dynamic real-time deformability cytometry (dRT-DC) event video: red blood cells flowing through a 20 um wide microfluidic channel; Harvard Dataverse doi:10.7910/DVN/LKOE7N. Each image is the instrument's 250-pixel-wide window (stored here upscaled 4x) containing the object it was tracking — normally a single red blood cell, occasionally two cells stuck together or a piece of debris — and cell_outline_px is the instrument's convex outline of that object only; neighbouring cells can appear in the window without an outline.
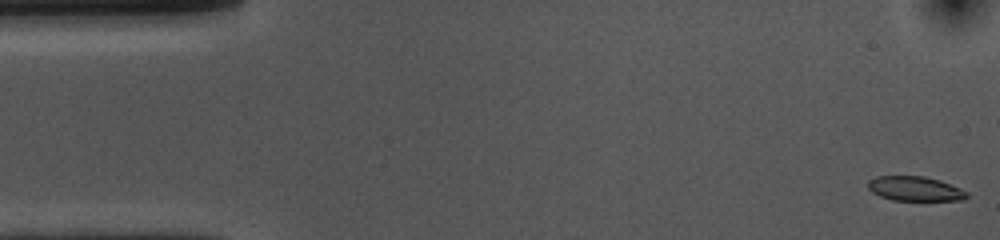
{"species": "common noctule bat (a hibernating species)", "species_latin": "Nyctalus noctula", "temperature_condition": "cold", "stored_images_in_passage": 54, "camera_frame_rate_fps": 3000, "um_per_image_px": 0.085, "animal": {"sex": "female", "body_mass_g": 10.0, "forearm_length_mm": 53.1}, "frame": {"image": 1, "passage_image": 1, "time_ms": 0.0, "image_size_px": [1000, 240], "cell_outline_px": [[968, 196], [964, 200], [892, 200], [880, 196], [872, 192], [868, 188], [868, 180], [876, 176], [924, 176], [940, 180], [960, 188], [968, 192]], "centroid_in_image_um": [77.77, 16.03], "position_along_channel_um": 7.2, "area_um2": 14.16}}
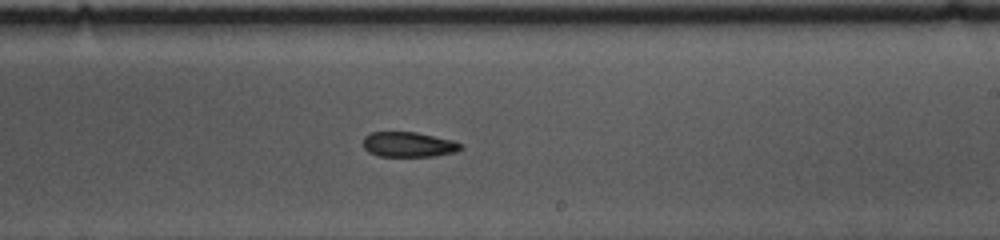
{"frame": {"image": 2, "passage_image": 30, "time_ms": 9.667, "image_size_px": [1000, 240], "cell_outline_px": [[464, 148], [456, 152], [436, 156], [380, 156], [368, 152], [364, 148], [364, 136], [368, 132], [416, 132], [452, 140], [464, 144]], "centroid_in_image_um": [34.76, 12.28], "position_along_channel_um": 254.2, "area_um2": 14.39}}
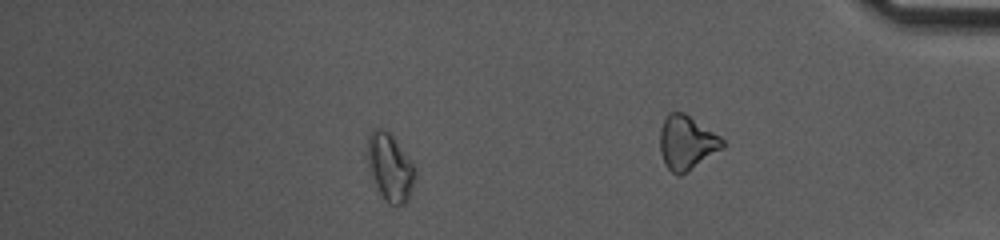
{"frame": {"image": 3, "passage_image": 46, "time_ms": 15.0, "image_size_px": [1000, 240], "cell_outline_px": [[416, 176], [408, 200], [404, 204], [388, 204], [380, 192], [368, 168], [368, 136], [372, 128], [380, 128], [388, 132], [392, 136], [412, 160], [416, 168]], "centroid_in_image_um": [33.18, 14.2], "position_along_channel_um": 402.0, "area_um2": 18.61}, "authors_computed_cell_mechanics": {"area_um2": 15.6349, "velocity_mm_per_s": 3.7133, "shape_relaxation_time_tau1_ms": 2.95, "shape_relaxation_time_tau2_ms": 6.9635, "deformation_change_tau1": 0.1195, "deformation_change_tau2": 0.1101}}